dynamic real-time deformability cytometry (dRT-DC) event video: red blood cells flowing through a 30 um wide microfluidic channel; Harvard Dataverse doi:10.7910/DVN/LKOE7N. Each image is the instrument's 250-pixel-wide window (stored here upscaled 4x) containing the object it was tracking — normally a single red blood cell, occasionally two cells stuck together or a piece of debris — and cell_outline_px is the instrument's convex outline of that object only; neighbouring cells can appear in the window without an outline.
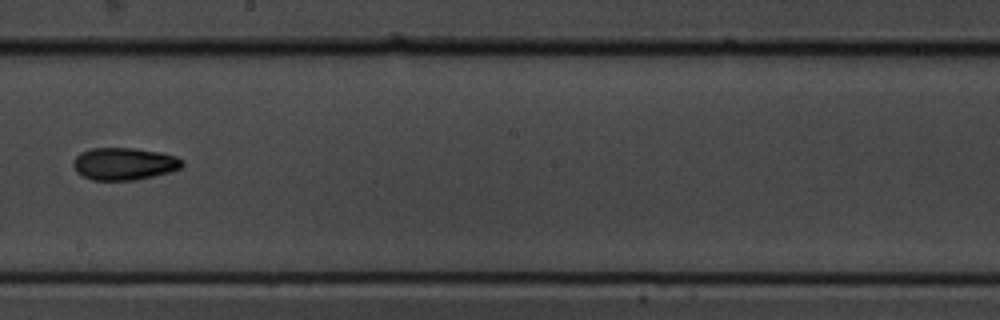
{"species": "common noctule bat (a hibernating species)", "species_latin": "Nyctalus noctula", "temperature_condition": "cold", "stored_images_in_passage": 16, "camera_frame_rate_fps": 3000, "um_per_image_px": 0.085, "animal": {"sex": "male", "body_mass_g": 19.5, "forearm_length_mm": 54.6}, "frame": {"image": 1, "passage_image": 10, "time_ms": 3.0, "image_size_px": [1000, 320], "cell_outline_px": [[184, 164], [180, 168], [168, 172], [136, 180], [92, 180], [80, 176], [76, 172], [72, 164], [72, 160], [80, 152], [92, 148], [136, 148], [160, 152], [176, 156], [184, 160]], "centroid_in_image_um": [10.52, 13.92], "position_along_channel_um": 237.7, "area_um2": 20.75}}
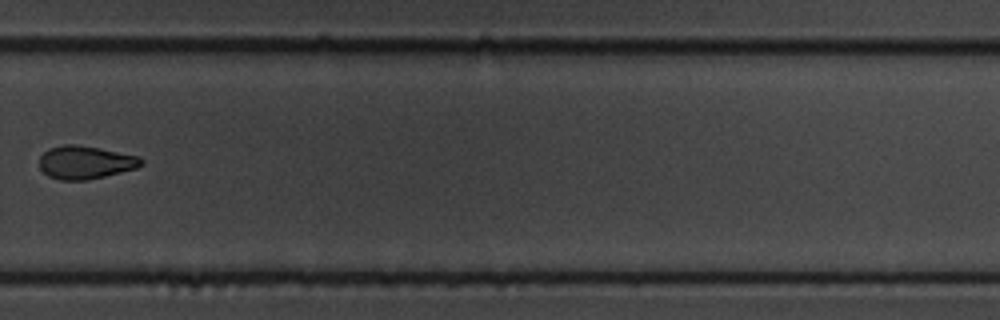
{"frame": {"image": 2, "passage_image": 12, "time_ms": 3.667, "image_size_px": [1000, 320], "cell_outline_px": [[144, 164], [136, 168], [104, 176], [84, 180], [60, 180], [48, 176], [40, 168], [40, 156], [48, 148], [64, 144], [76, 144], [100, 148], [140, 156], [144, 160]], "centroid_in_image_um": [7.26, 13.79], "position_along_channel_um": 322.5, "area_um2": 19.71}}